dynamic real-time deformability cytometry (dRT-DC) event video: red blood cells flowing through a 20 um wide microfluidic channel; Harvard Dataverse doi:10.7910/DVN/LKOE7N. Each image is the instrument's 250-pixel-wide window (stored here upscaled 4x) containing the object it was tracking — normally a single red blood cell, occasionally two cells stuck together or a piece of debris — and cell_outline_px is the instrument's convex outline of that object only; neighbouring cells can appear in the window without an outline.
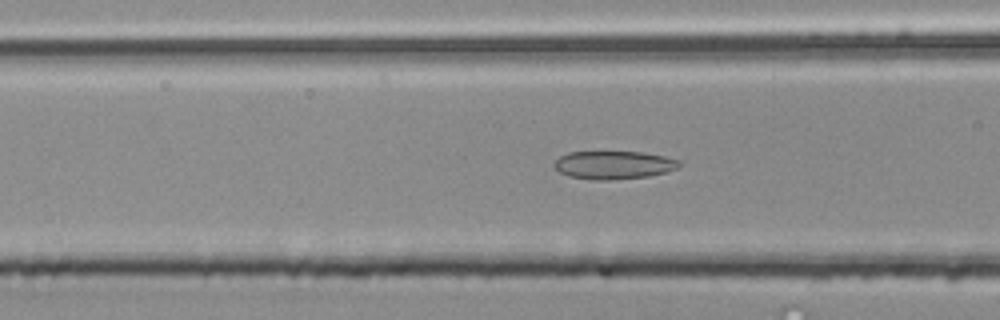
{"species": "common noctule bat (a hibernating species)", "species_latin": "Nyctalus noctula", "temperature_condition": "room temperature", "stored_images_in_passage": 43, "camera_frame_rate_fps": 3000, "um_per_image_px": 0.085, "animal": {"sex": "male", "body_mass_g": 20.4}, "frame": {"image": 1, "passage_image": 11, "time_ms": 3.333, "image_size_px": [1000, 320], "cell_outline_px": [[684, 164], [668, 172], [648, 176], [608, 180], [592, 180], [568, 176], [552, 168], [552, 164], [560, 156], [568, 152], [644, 152], [664, 156], [680, 160]], "centroid_in_image_um": [52.16, 14.02], "position_along_channel_um": 114.4, "area_um2": 20.75}}
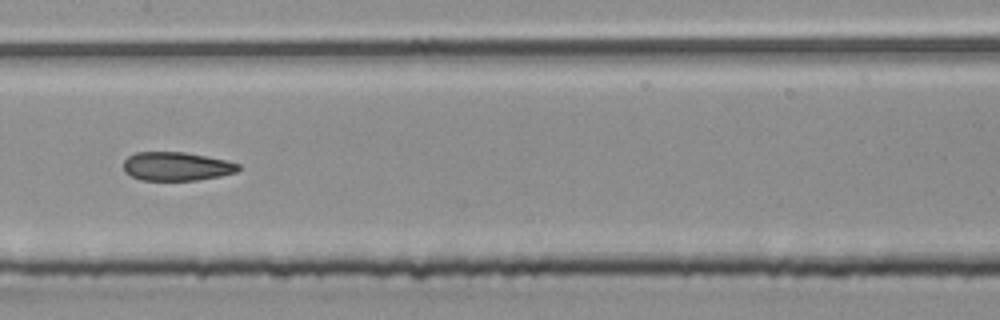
{"frame": {"image": 2, "passage_image": 17, "time_ms": 5.333, "image_size_px": [1000, 320], "cell_outline_px": [[240, 168], [236, 172], [220, 176], [200, 180], [140, 180], [124, 172], [124, 160], [128, 156], [136, 152], [184, 152], [224, 160], [240, 164]], "centroid_in_image_um": [14.98, 14.14], "position_along_channel_um": 192.4, "area_um2": 19.13}}
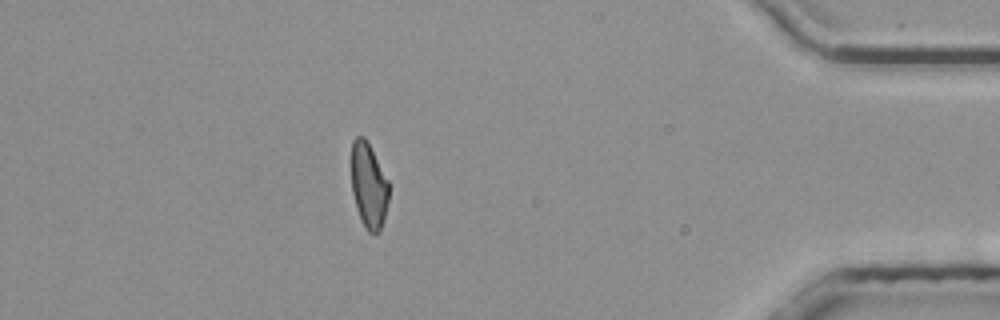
{"frame": {"image": 3, "passage_image": 37, "time_ms": 12.0, "image_size_px": [1000, 320], "cell_outline_px": [[388, 200], [384, 220], [380, 232], [368, 232], [356, 208], [352, 192], [352, 140], [356, 136], [364, 136], [388, 180]], "centroid_in_image_um": [31.34, 15.77], "position_along_channel_um": 403.9, "area_um2": 18.32}, "authors_computed_cell_mechanics": {"area_um2": 19.9988, "velocity_mm_per_s": 3.8942, "shape_relaxation_time_tau1_ms": null, "shape_relaxation_time_tau2_ms": 3.5887, "deformation_change_tau1": null, "deformation_change_tau2": 0.1223}}